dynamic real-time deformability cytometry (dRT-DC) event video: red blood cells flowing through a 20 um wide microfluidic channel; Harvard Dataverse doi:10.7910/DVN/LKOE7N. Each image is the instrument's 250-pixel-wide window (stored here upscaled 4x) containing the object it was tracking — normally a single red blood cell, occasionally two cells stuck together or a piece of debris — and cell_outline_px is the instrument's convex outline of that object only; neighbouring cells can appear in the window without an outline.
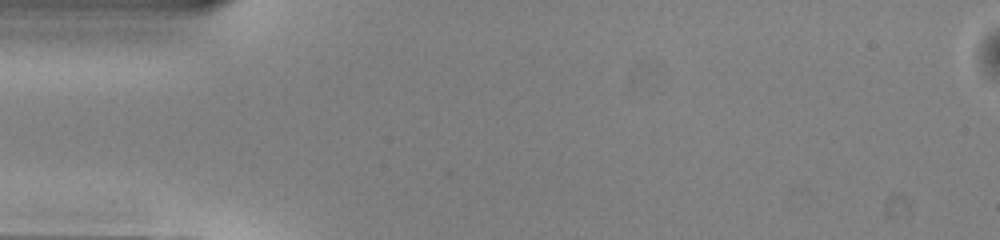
{"species": "common noctule bat (a hibernating species)", "species_latin": "Nyctalus noctula", "temperature_condition": "warm", "stored_images_in_passage": 2, "camera_frame_rate_fps": 3000, "um_per_image_px": 0.085, "animal": {"sex": "male", "body_mass_g": 13.0, "forearm_length_mm": 53.1}, "frame": {"image": 1, "passage_image": 1, "time_ms": 0.0, "image_size_px": [1000, 240], "cell_outline_px": [[144, 44], [132, 48], [80, 52], [40, 52], [24, 44], [28, 40], [56, 36], [76, 36], [132, 40]], "centroid_in_image_um": [6.73, 3.75], "position_along_channel_um": 78.3, "area_um2": 10.23}}